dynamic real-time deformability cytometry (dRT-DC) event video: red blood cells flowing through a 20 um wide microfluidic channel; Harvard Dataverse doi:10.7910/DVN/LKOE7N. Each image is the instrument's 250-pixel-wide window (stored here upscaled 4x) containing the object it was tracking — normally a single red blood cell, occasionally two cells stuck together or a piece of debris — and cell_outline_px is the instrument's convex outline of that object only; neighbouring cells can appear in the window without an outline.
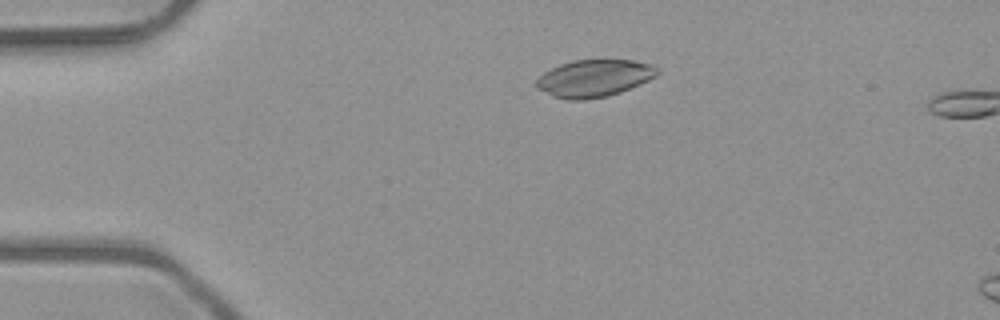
{"species": "common noctule bat (a hibernating species)", "species_latin": "Nyctalus noctula", "temperature_condition": "room temperature", "stored_images_in_passage": 3, "camera_frame_rate_fps": 3000, "um_per_image_px": 0.085, "animal": {"sex": "male", "body_mass_g": 23.1, "forearm_length_mm": 52.7}, "frame": {"image": 1, "passage_image": 1, "time_ms": 0.0, "image_size_px": [1000, 320], "cell_outline_px": [[660, 72], [656, 76], [640, 84], [620, 92], [608, 96], [584, 100], [568, 100], [552, 96], [536, 88], [536, 80], [544, 72], [560, 64], [572, 60], [604, 56], [632, 60], [652, 64], [660, 68]], "centroid_in_image_um": [50.54, 6.6], "position_along_channel_um": 34.5, "area_um2": 27.22}}